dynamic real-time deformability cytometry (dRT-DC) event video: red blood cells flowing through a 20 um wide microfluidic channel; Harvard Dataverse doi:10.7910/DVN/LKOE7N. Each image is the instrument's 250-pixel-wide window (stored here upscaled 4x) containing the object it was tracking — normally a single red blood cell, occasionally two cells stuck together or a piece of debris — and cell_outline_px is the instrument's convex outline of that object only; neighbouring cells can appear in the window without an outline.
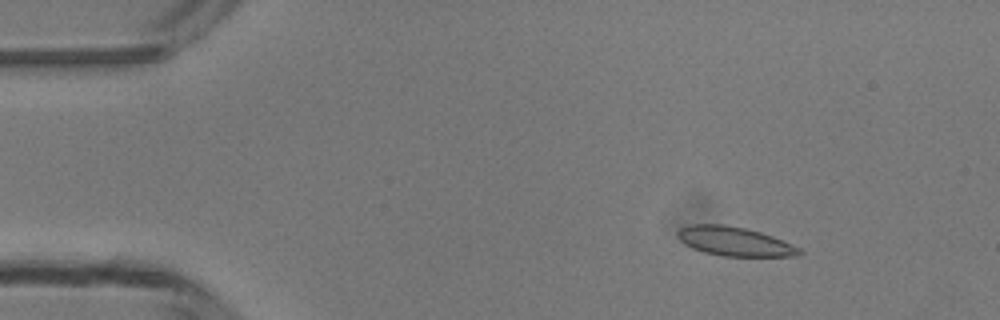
{"species": "common noctule bat (a hibernating species)", "species_latin": "Nyctalus noctula", "temperature_condition": "room temperature", "stored_images_in_passage": 49, "camera_frame_rate_fps": 3000, "um_per_image_px": 0.085, "animal": {"sex": "male", "body_mass_g": 13.3}, "frame": {"image": 1, "passage_image": 7, "time_ms": 2.0, "image_size_px": [1000, 320], "cell_outline_px": [[804, 252], [800, 256], [720, 256], [704, 252], [692, 248], [684, 244], [676, 236], [676, 232], [680, 228], [688, 224], [724, 224], [744, 228], [760, 232], [772, 236], [792, 244], [800, 248]], "centroid_in_image_um": [62.41, 20.52], "position_along_channel_um": 22.6, "area_um2": 20.81}}
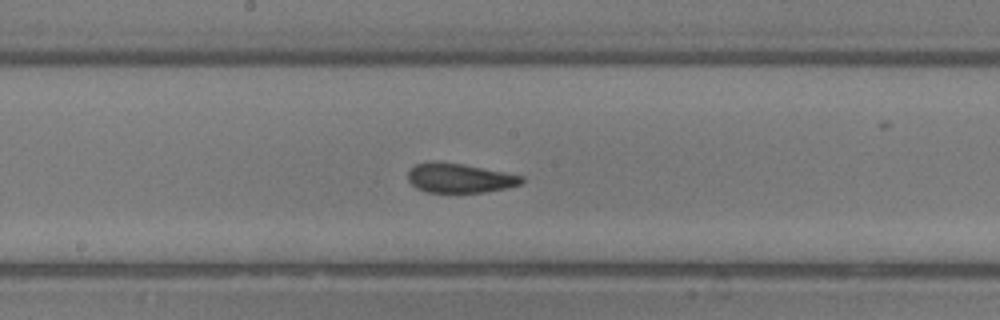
{"frame": {"image": 2, "passage_image": 26, "time_ms": 8.333, "image_size_px": [1000, 320], "cell_outline_px": [[524, 180], [520, 184], [504, 188], [484, 192], [428, 192], [416, 188], [408, 180], [408, 172], [416, 164], [428, 160], [432, 160], [460, 164], [524, 176]], "centroid_in_image_um": [39.01, 15.13], "position_along_channel_um": 209.2, "area_um2": 19.25}}
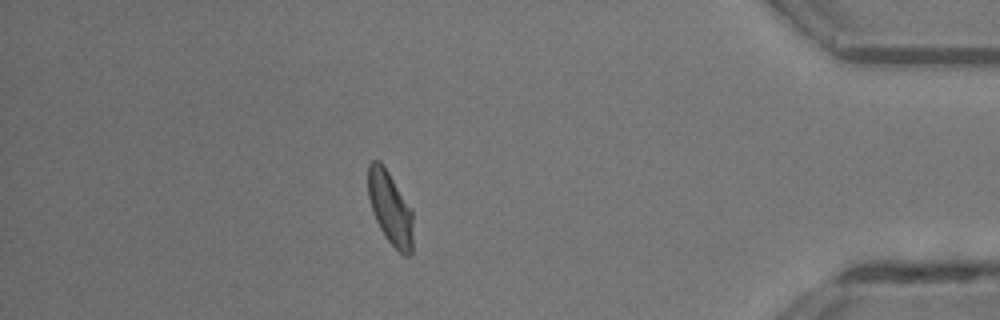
{"frame": {"image": 3, "passage_image": 43, "time_ms": 14.0, "image_size_px": [1000, 320], "cell_outline_px": [[412, 252], [408, 256], [404, 256], [384, 236], [372, 212], [368, 196], [368, 164], [372, 160], [380, 160], [384, 164], [412, 212]], "centroid_in_image_um": [33.14, 17.67], "position_along_channel_um": 402.1, "area_um2": 18.96}, "authors_computed_cell_mechanics": {"area_um2": 19.8832, "velocity_mm_per_s": 4.202, "shape_relaxation_time_tau1_ms": 6.0932, "shape_relaxation_time_tau2_ms": 0.7041, "deformation_change_tau1": 0.1867, "deformation_change_tau2": 0.0663}}